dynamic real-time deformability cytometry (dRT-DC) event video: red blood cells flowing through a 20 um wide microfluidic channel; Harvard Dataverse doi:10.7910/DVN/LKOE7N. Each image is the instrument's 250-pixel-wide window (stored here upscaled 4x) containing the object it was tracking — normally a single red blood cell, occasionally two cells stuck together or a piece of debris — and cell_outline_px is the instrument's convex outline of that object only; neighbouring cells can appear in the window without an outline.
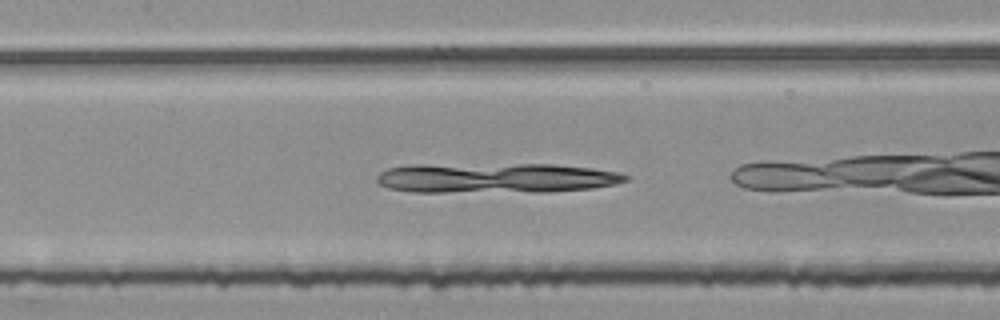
{"species": "common noctule bat (a hibernating species)", "species_latin": "Nyctalus noctula", "temperature_condition": "room temperature", "stored_images_in_passage": 35, "camera_frame_rate_fps": 3000, "um_per_image_px": 0.085, "animal": {"sex": "female", "body_mass_g": 25.1}, "frame": {"image": 1, "passage_image": 6, "time_ms": 1.667, "image_size_px": [1000, 320], "cell_outline_px": [[632, 176], [628, 180], [616, 184], [592, 188], [548, 192], [412, 192], [388, 188], [380, 184], [376, 180], [376, 176], [380, 172], [388, 168], [408, 164], [552, 164], [592, 168], [620, 172]], "centroid_in_image_um": [42.16, 15.13], "position_along_channel_um": 165.2, "area_um2": 44.27}}
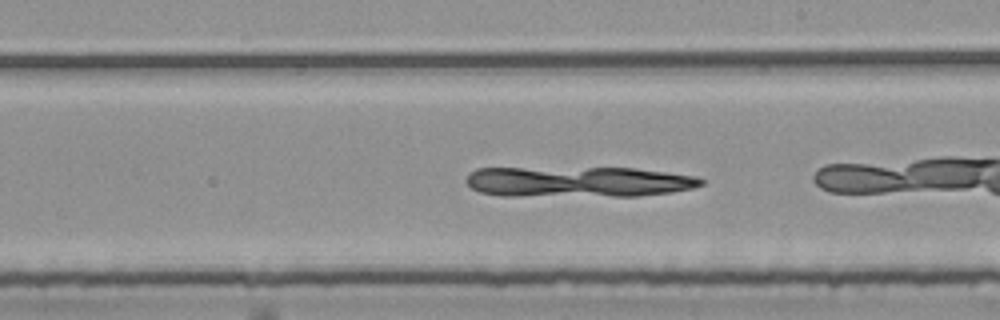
{"frame": {"image": 2, "passage_image": 12, "time_ms": 3.667, "image_size_px": [1000, 320], "cell_outline_px": [[704, 184], [692, 188], [672, 192], [640, 196], [500, 196], [480, 192], [472, 188], [464, 180], [468, 172], [476, 168], [636, 168], [696, 176], [704, 180]], "centroid_in_image_um": [49.12, 15.46], "position_along_channel_um": 239.9, "area_um2": 42.37}}
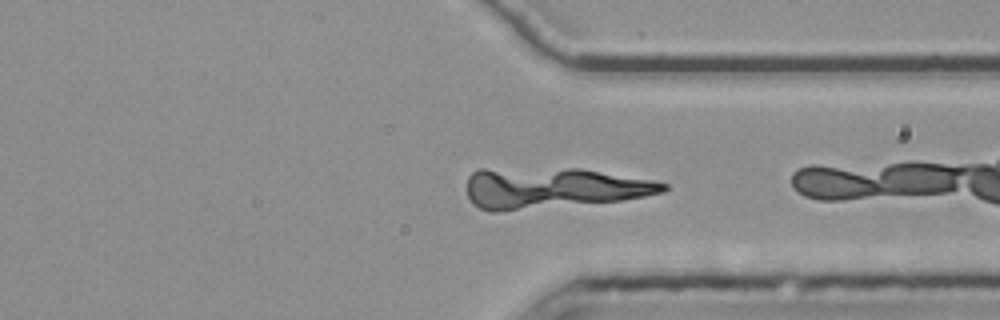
{"frame": {"image": 3, "passage_image": 22, "time_ms": 7.0, "image_size_px": [1000, 320], "cell_outline_px": [[668, 188], [664, 192], [644, 196], [620, 200], [496, 212], [488, 212], [472, 204], [468, 196], [468, 176], [476, 168], [580, 168], [652, 180], [668, 184]], "centroid_in_image_um": [46.94, 15.96], "position_along_channel_um": 364.5, "area_um2": 46.76}}